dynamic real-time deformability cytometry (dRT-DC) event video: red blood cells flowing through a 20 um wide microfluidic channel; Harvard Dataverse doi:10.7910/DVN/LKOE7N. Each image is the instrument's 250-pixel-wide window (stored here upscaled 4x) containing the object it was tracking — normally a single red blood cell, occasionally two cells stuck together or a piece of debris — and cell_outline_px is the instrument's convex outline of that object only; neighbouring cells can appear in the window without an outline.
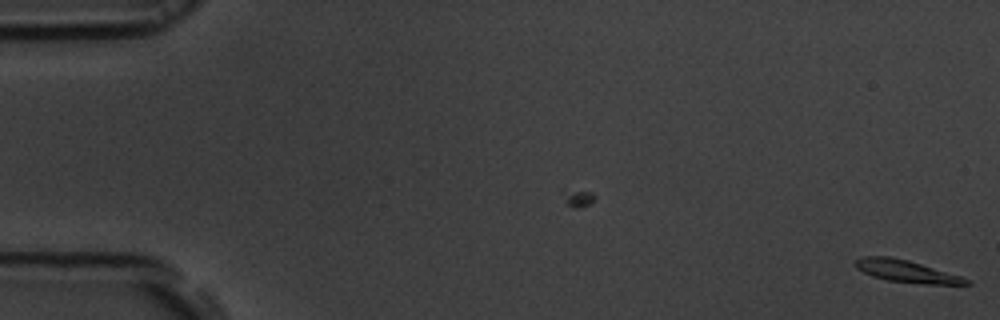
{"species": "common noctule bat (a hibernating species)", "species_latin": "Nyctalus noctula", "temperature_condition": "room temperature", "stored_images_in_passage": 11, "camera_frame_rate_fps": 3000, "um_per_image_px": 0.085, "animal": {"sex": "male", "body_mass_g": 19.5, "forearm_length_mm": 54.6}, "frame": {"image": 1, "passage_image": 11, "time_ms": 3.333, "image_size_px": [1000, 320], "cell_outline_px": [[972, 284], [924, 284], [888, 280], [872, 276], [856, 268], [856, 260], [864, 256], [888, 256], [908, 260], [960, 276], [972, 280]], "centroid_in_image_um": [77.06, 23.06], "position_along_channel_um": 7.9, "area_um2": 14.05}}